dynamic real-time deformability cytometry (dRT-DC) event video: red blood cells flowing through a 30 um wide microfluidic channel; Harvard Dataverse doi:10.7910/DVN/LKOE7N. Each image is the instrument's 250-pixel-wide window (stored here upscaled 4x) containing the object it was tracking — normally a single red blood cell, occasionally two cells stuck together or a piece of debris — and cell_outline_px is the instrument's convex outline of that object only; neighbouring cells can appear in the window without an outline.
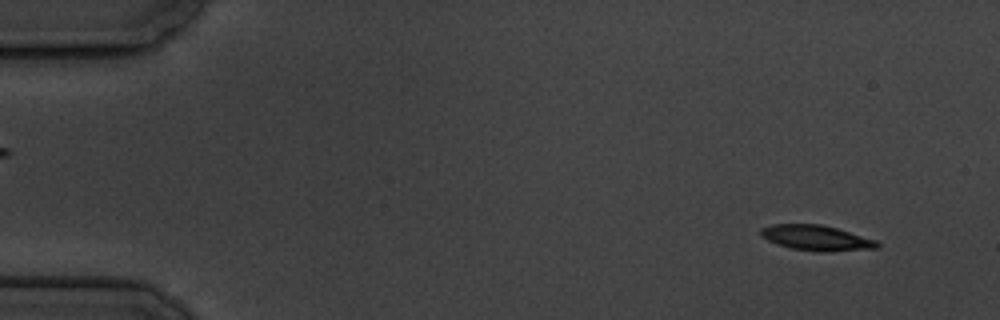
{"species": "common noctule bat (a hibernating species)", "species_latin": "Nyctalus noctula", "temperature_condition": "cold", "stored_images_in_passage": 6, "camera_frame_rate_fps": 3000, "um_per_image_px": 0.085, "animal": {"sex": "male", "body_mass_g": 19.5, "forearm_length_mm": 54.6}, "frame": {"image": 1, "passage_image": 1, "time_ms": 0.0, "image_size_px": [1000, 320], "cell_outline_px": [[880, 248], [828, 252], [820, 252], [792, 248], [776, 244], [760, 236], [760, 228], [772, 224], [820, 224], [836, 228], [876, 240], [880, 244]], "centroid_in_image_um": [69.38, 20.23], "position_along_channel_um": 15.6, "area_um2": 17.22}}
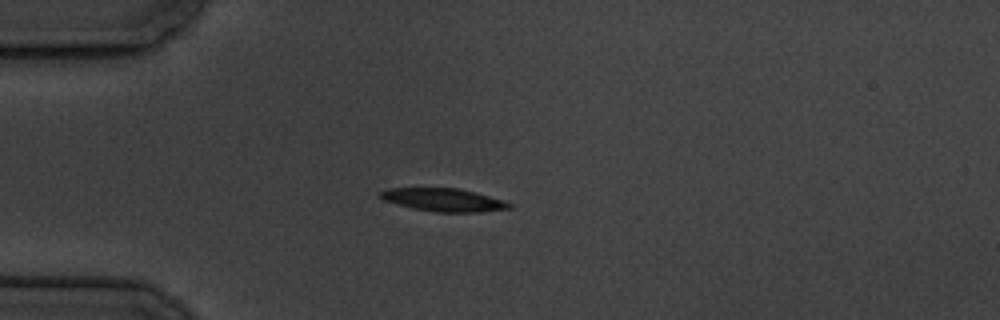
{"frame": {"image": 2, "passage_image": 4, "time_ms": 3.667, "image_size_px": [1000, 320], "cell_outline_px": [[512, 208], [480, 212], [436, 212], [412, 208], [396, 204], [384, 200], [376, 196], [376, 192], [388, 188], [460, 188], [504, 200], [512, 204]], "centroid_in_image_um": [37.65, 16.98], "position_along_channel_um": 47.3, "area_um2": 17.51}}
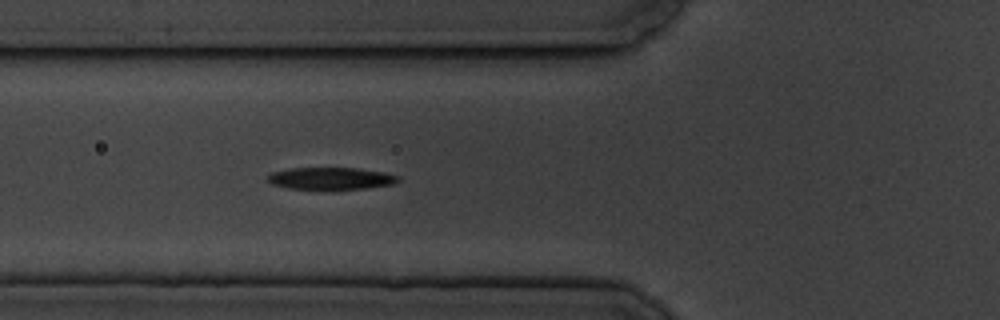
{"frame": {"image": 3, "passage_image": 6, "time_ms": 5.667, "image_size_px": [1000, 320], "cell_outline_px": [[400, 180], [392, 184], [364, 188], [328, 192], [324, 192], [288, 188], [272, 184], [264, 176], [272, 172], [288, 168], [356, 168], [384, 172], [400, 176]], "centroid_in_image_um": [28.07, 15.2], "position_along_channel_um": 97.7, "area_um2": 17.69}}